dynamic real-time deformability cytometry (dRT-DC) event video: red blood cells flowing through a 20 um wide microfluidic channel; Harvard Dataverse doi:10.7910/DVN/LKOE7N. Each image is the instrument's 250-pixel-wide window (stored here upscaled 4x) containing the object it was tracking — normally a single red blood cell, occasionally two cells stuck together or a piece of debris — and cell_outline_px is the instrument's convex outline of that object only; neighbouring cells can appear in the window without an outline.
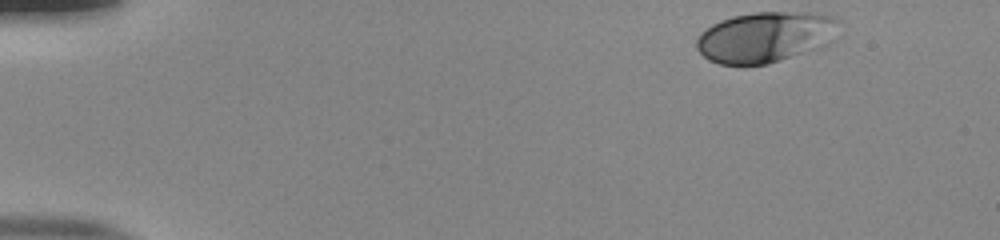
{"species": "human", "species_latin": "Homo sapiens", "temperature_condition": "room temperature", "stored_images_in_passage": 48, "camera_frame_rate_fps": 3000, "um_per_image_px": 0.085, "donor": {"sex": "male"}, "frame": {"image": 1, "passage_image": 1, "time_ms": 0.0, "image_size_px": [1000, 240], "cell_outline_px": [[840, 20], [800, 52], [768, 64], [720, 64], [708, 60], [696, 48], [696, 40], [700, 32], [712, 24], [720, 20], [732, 16], [756, 12], [816, 12], [836, 16]], "centroid_in_image_um": [64.75, 3.1], "position_along_channel_um": 20.2, "area_um2": 39.59}}
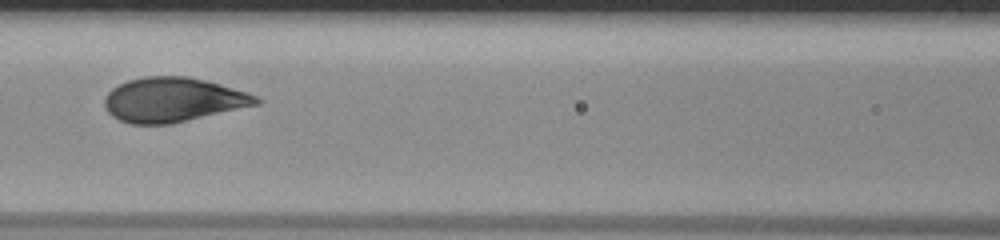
{"frame": {"image": 2, "passage_image": 20, "time_ms": 6.333, "image_size_px": [1000, 240], "cell_outline_px": [[264, 100], [260, 104], [172, 124], [132, 124], [120, 120], [112, 116], [108, 112], [104, 104], [104, 100], [108, 92], [112, 88], [128, 80], [144, 76], [188, 76], [220, 84], [248, 92]], "centroid_in_image_um": [14.73, 8.48], "position_along_channel_um": 151.9, "area_um2": 39.42}}
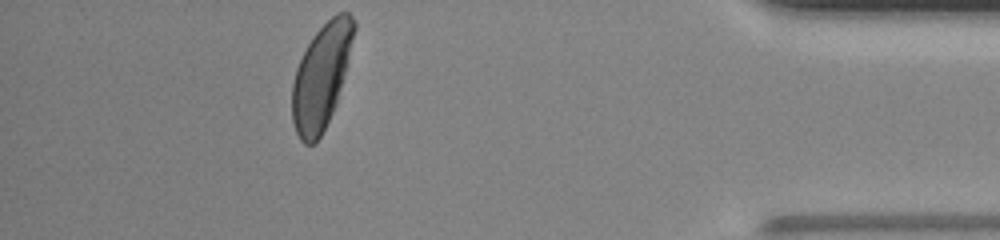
{"frame": {"image": 3, "passage_image": 43, "time_ms": 14.0, "image_size_px": [1000, 240], "cell_outline_px": [[356, 28], [336, 104], [320, 136], [312, 144], [304, 144], [300, 140], [296, 132], [292, 120], [292, 84], [296, 68], [312, 36], [336, 12], [348, 12], [352, 16], [356, 24]], "centroid_in_image_um": [27.3, 6.48], "position_along_channel_um": 407.9, "area_um2": 37.11}, "authors_computed_cell_mechanics": {"area_um2": 39.1017, "velocity_mm_per_s": 3.8845, "shape_relaxation_time_tau1_ms": 3.011, "shape_relaxation_time_tau2_ms": null, "deformation_change_tau1": 0.1581, "deformation_change_tau2": null}}